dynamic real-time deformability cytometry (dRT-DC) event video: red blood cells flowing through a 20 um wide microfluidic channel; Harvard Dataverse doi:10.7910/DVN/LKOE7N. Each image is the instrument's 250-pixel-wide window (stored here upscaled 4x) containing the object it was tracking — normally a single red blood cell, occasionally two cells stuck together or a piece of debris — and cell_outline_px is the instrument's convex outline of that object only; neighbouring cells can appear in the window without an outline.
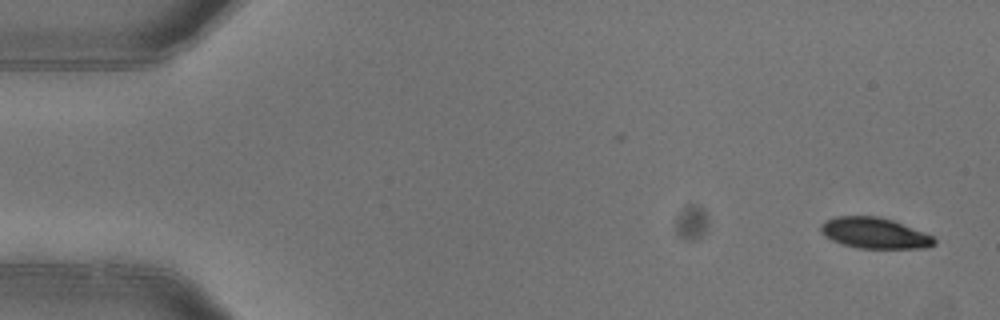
{"species": "common noctule bat (a hibernating species)", "species_latin": "Nyctalus noctula", "temperature_condition": "warm", "stored_images_in_passage": 7, "camera_frame_rate_fps": 3000, "um_per_image_px": 0.085, "animal": {"sex": "female"}, "frame": {"image": 1, "passage_image": 1, "time_ms": 0.0, "image_size_px": [1000, 320], "cell_outline_px": [[936, 244], [924, 248], [856, 248], [840, 244], [824, 236], [820, 232], [820, 224], [824, 220], [836, 216], [880, 216], [892, 220], [924, 232], [932, 236], [936, 240]], "centroid_in_image_um": [74.29, 19.81], "position_along_channel_um": 10.7, "area_um2": 20.58}}
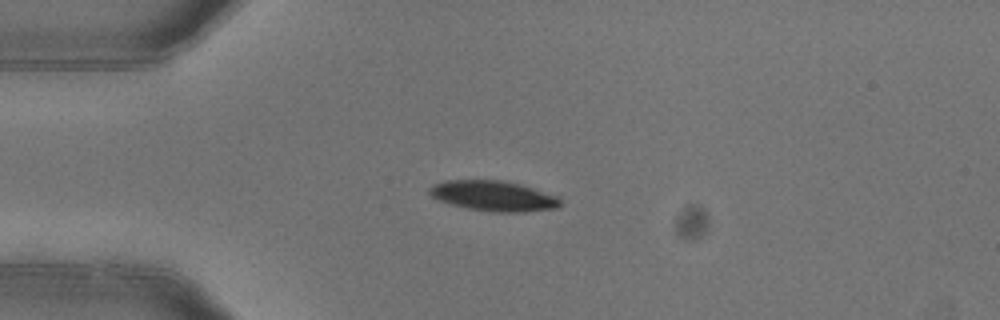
{"frame": {"image": 2, "passage_image": 4, "time_ms": 1.0, "image_size_px": [1000, 320], "cell_outline_px": [[560, 208], [524, 212], [496, 212], [468, 208], [452, 204], [440, 200], [432, 196], [428, 192], [428, 188], [432, 184], [444, 180], [500, 180], [520, 184], [560, 196]], "centroid_in_image_um": [41.98, 16.65], "position_along_channel_um": 43.0, "area_um2": 23.18}}